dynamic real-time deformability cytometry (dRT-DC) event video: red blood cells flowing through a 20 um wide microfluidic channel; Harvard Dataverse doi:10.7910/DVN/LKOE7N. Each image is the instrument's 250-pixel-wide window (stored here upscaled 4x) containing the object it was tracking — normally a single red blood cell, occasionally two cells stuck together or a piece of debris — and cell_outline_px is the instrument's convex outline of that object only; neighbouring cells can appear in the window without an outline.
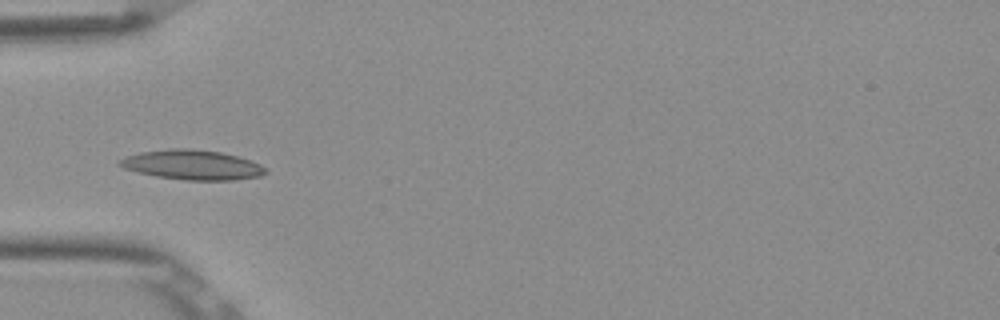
{"species": "Egyptian fruit bat (a non-hibernating species)", "species_latin": "Rousettus aegyptiacus", "temperature_condition": "room temperature", "stored_images_in_passage": 8, "camera_frame_rate_fps": 3000, "um_per_image_px": 0.085, "frame": {"image": 1, "passage_image": 5, "time_ms": 1.333, "image_size_px": [1000, 320], "cell_outline_px": [[268, 172], [260, 176], [236, 180], [188, 180], [156, 176], [124, 168], [116, 164], [116, 160], [124, 156], [140, 152], [172, 148], [188, 148], [220, 152], [236, 156], [260, 164]], "centroid_in_image_um": [16.29, 14.01], "position_along_channel_um": 68.7, "area_um2": 25.2}}
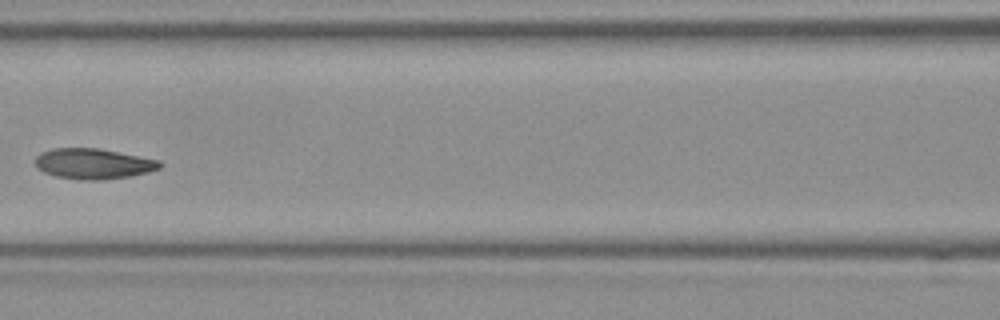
{"frame": {"image": 2, "passage_image": 7, "time_ms": 2.0, "image_size_px": [1000, 320], "cell_outline_px": [[164, 164], [160, 168], [148, 172], [132, 176], [100, 180], [84, 180], [56, 176], [44, 172], [36, 168], [36, 156], [40, 152], [52, 148], [100, 148], [160, 160]], "centroid_in_image_um": [7.95, 13.91], "position_along_channel_um": 158.6, "area_um2": 22.31}}
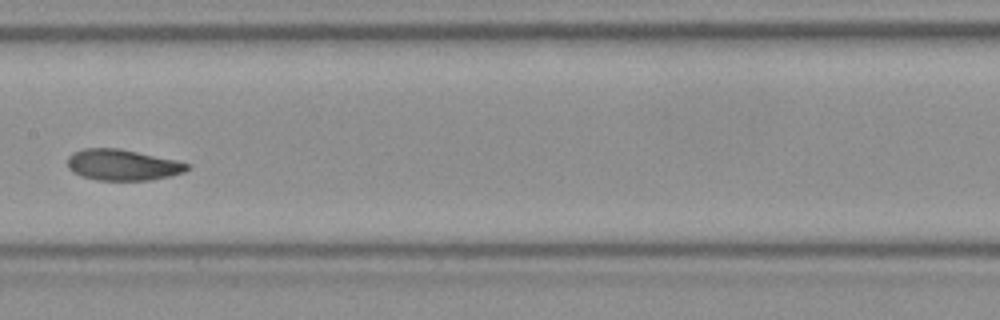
{"frame": {"image": 3, "passage_image": 8, "time_ms": 2.333, "image_size_px": [1000, 320], "cell_outline_px": [[192, 164], [184, 172], [152, 180], [96, 180], [80, 176], [68, 168], [68, 156], [72, 152], [84, 148], [120, 148], [176, 160]], "centroid_in_image_um": [10.4, 14.01], "position_along_channel_um": 197.0, "area_um2": 21.73}}